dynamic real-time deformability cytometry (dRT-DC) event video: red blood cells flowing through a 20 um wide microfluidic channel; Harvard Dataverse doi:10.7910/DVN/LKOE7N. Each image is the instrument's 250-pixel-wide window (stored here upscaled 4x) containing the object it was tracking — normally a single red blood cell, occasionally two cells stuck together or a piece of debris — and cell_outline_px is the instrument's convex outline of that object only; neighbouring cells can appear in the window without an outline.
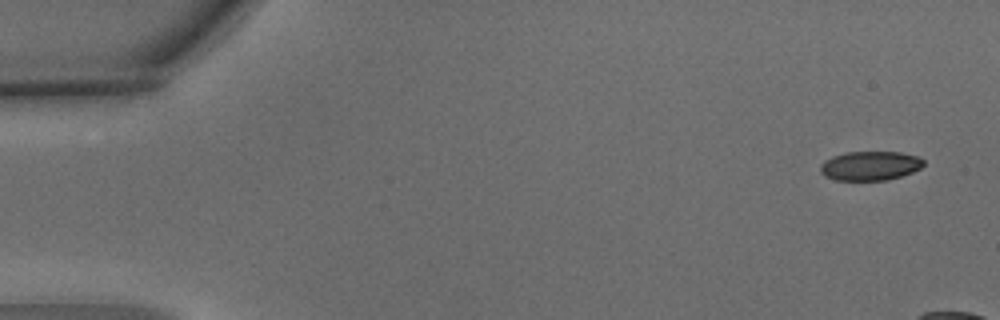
{"species": "common noctule bat (a hibernating species)", "species_latin": "Nyctalus noctula", "temperature_condition": "warm", "stored_images_in_passage": 4, "camera_frame_rate_fps": 3000, "um_per_image_px": 0.085, "animal": {"sex": "male", "body_mass_g": 15.6}, "frame": {"image": 1, "passage_image": 1, "time_ms": 0.0, "image_size_px": [1000, 320], "cell_outline_px": [[924, 164], [920, 168], [912, 172], [888, 180], [836, 180], [824, 176], [820, 172], [820, 164], [824, 160], [832, 156], [844, 152], [900, 152], [920, 156], [924, 160]], "centroid_in_image_um": [73.95, 14.08], "position_along_channel_um": 11.1, "area_um2": 17.74}}